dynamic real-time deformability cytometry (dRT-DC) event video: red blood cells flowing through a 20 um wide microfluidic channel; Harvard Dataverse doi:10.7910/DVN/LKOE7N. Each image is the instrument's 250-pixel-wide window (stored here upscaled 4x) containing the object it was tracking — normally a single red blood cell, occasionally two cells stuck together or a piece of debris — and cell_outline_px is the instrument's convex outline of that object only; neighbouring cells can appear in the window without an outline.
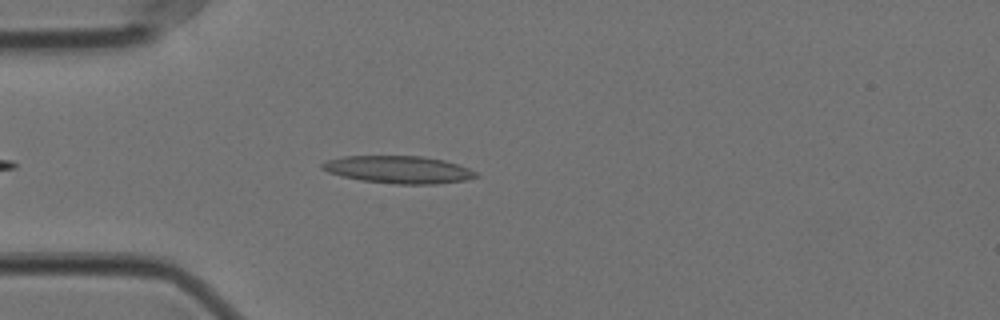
{"species": "Egyptian fruit bat (a non-hibernating species)", "species_latin": "Rousettus aegyptiacus", "temperature_condition": "cold", "stored_images_in_passage": 23, "camera_frame_rate_fps": 3000, "um_per_image_px": 0.085, "animal": {"sex": "female"}, "frame": {"image": 1, "passage_image": 6, "time_ms": 1.667, "image_size_px": [1000, 320], "cell_outline_px": [[480, 176], [464, 180], [436, 184], [396, 184], [360, 180], [328, 172], [320, 168], [320, 164], [328, 160], [344, 156], [424, 156], [444, 160], [468, 168], [476, 172]], "centroid_in_image_um": [33.87, 14.41], "position_along_channel_um": 51.1, "area_um2": 24.51}}
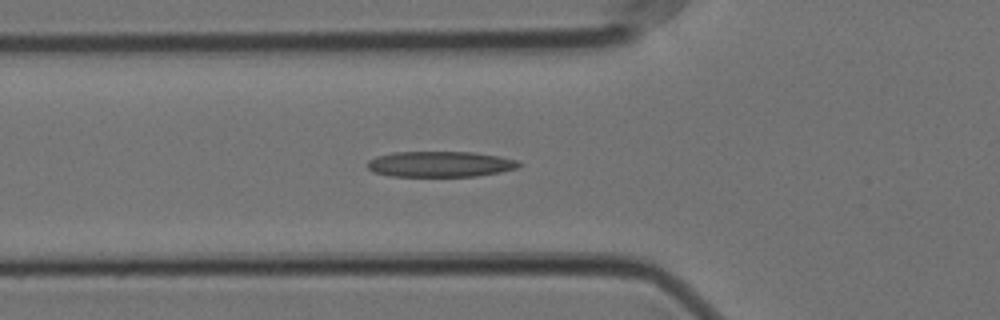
{"frame": {"image": 2, "passage_image": 10, "time_ms": 3.0, "image_size_px": [1000, 320], "cell_outline_px": [[524, 164], [516, 168], [500, 172], [476, 176], [392, 176], [372, 172], [368, 168], [368, 160], [376, 156], [392, 152], [472, 152], [500, 156], [516, 160]], "centroid_in_image_um": [37.41, 13.95], "position_along_channel_um": 88.4, "area_um2": 22.72}}
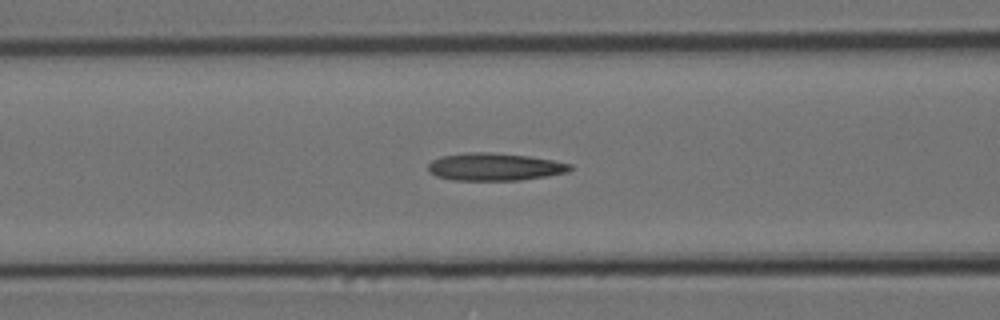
{"frame": {"image": 3, "passage_image": 13, "time_ms": 4.0, "image_size_px": [1000, 320], "cell_outline_px": [[572, 168], [568, 172], [548, 176], [520, 180], [452, 180], [436, 176], [428, 172], [428, 164], [432, 160], [440, 156], [468, 152], [488, 152], [528, 156], [552, 160], [572, 164]], "centroid_in_image_um": [42.02, 14.18], "position_along_channel_um": 124.6, "area_um2": 22.89}}